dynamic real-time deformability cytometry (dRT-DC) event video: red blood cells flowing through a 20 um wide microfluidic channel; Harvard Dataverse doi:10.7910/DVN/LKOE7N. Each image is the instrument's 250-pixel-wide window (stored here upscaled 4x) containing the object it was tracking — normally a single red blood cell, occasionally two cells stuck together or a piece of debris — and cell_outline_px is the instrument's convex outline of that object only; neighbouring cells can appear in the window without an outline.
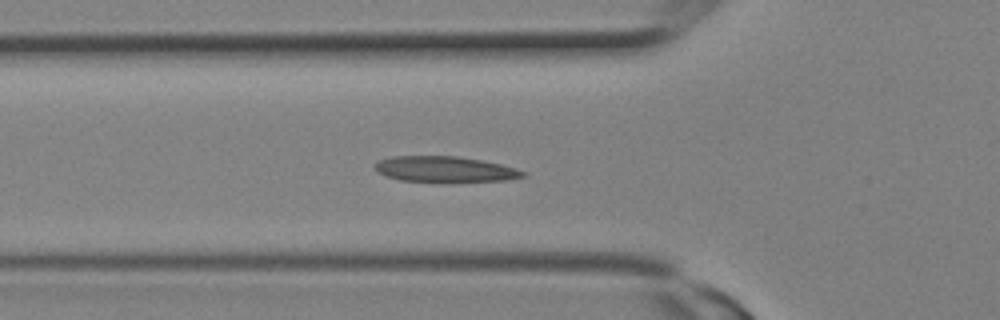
{"species": "Egyptian fruit bat (a non-hibernating species)", "species_latin": "Rousettus aegyptiacus", "temperature_condition": "room temperature", "stored_images_in_passage": 4, "camera_frame_rate_fps": 3000, "um_per_image_px": 0.085, "animal": {"sex": "female"}, "frame": {"image": 1, "passage_image": 2, "time_ms": 0.333, "image_size_px": [1000, 320], "cell_outline_px": [[528, 176], [508, 180], [400, 180], [388, 176], [380, 172], [376, 168], [376, 160], [392, 156], [456, 156], [480, 160], [500, 164], [516, 168], [524, 172]], "centroid_in_image_um": [37.83, 14.35], "position_along_channel_um": 88.0, "area_um2": 21.33}}
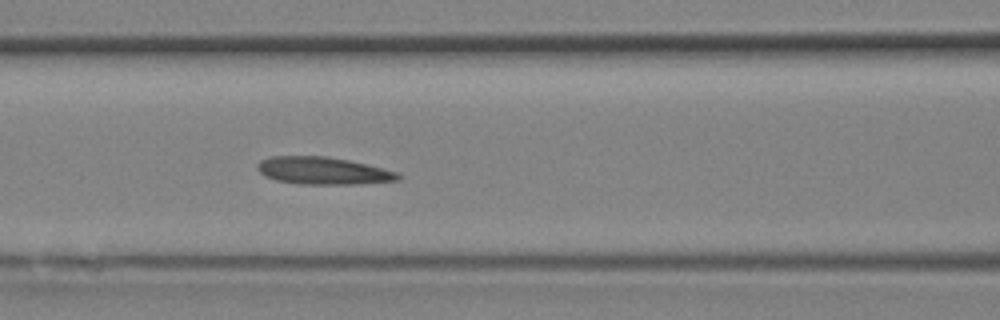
{"frame": {"image": 2, "passage_image": 4, "time_ms": 1.0, "image_size_px": [1000, 320], "cell_outline_px": [[400, 180], [352, 184], [300, 184], [276, 180], [264, 176], [256, 168], [256, 164], [260, 160], [272, 156], [324, 156], [348, 160], [396, 172], [400, 176]], "centroid_in_image_um": [27.37, 14.51], "position_along_channel_um": 139.2, "area_um2": 22.2}}